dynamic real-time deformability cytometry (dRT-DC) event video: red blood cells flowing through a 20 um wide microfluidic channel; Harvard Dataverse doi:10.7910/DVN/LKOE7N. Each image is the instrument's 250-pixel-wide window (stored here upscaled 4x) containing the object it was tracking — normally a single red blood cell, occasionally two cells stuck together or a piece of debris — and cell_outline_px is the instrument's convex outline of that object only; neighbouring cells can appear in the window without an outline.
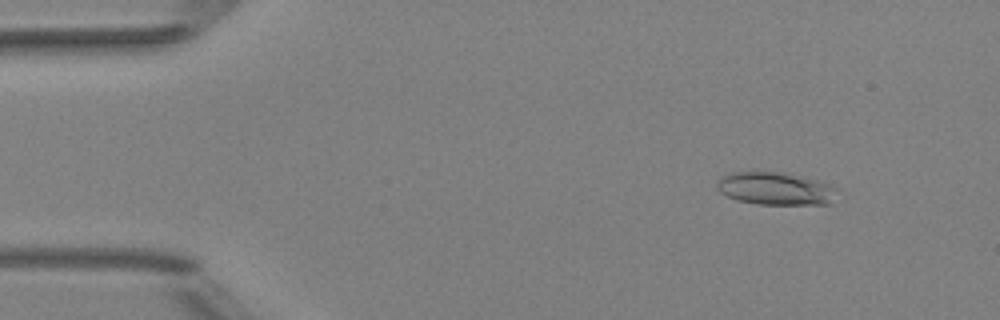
{"species": "Egyptian fruit bat (a non-hibernating species)", "species_latin": "Rousettus aegyptiacus", "temperature_condition": "room temperature", "stored_images_in_passage": 51, "camera_frame_rate_fps": 3000, "um_per_image_px": 0.085, "animal": {"sex": "female"}, "frame": {"image": 1, "passage_image": 6, "time_ms": 1.667, "image_size_px": [1000, 320], "cell_outline_px": [[832, 188], [828, 204], [756, 204], [736, 200], [720, 192], [716, 188], [716, 184], [724, 176], [732, 172], [780, 172], [828, 184]], "centroid_in_image_um": [65.76, 16.04], "position_along_channel_um": 19.2, "area_um2": 21.91}}
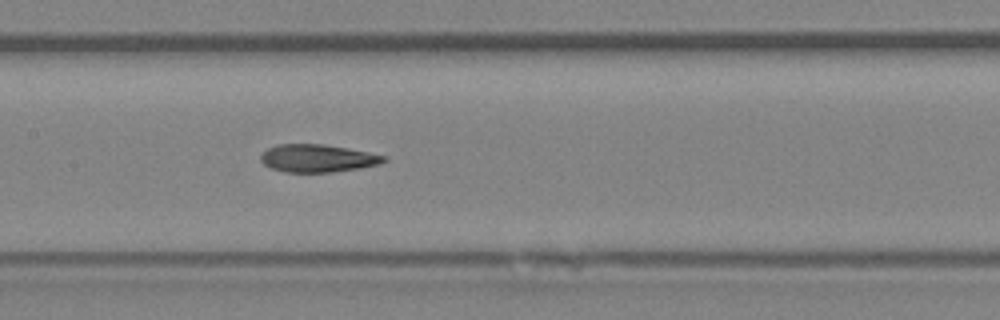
{"frame": {"image": 2, "passage_image": 25, "time_ms": 8.0, "image_size_px": [1000, 320], "cell_outline_px": [[388, 160], [380, 164], [360, 168], [332, 172], [284, 172], [272, 168], [264, 164], [260, 160], [260, 156], [268, 148], [276, 144], [324, 144], [368, 152], [388, 156]], "centroid_in_image_um": [27.02, 13.45], "position_along_channel_um": 180.4, "area_um2": 19.94}}
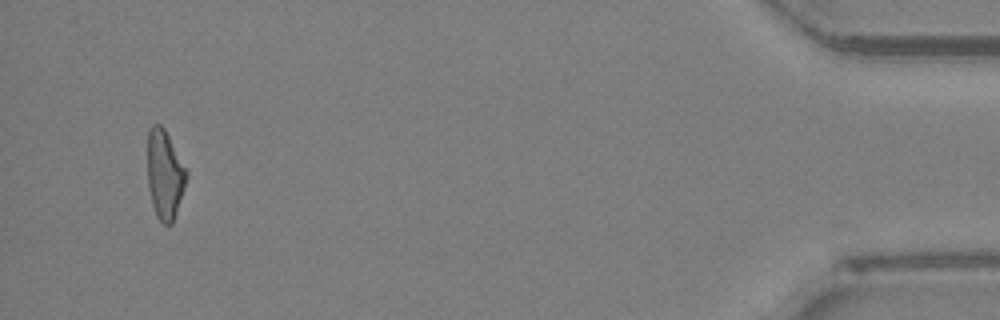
{"frame": {"image": 3, "passage_image": 49, "time_ms": 16.0, "image_size_px": [1000, 320], "cell_outline_px": [[188, 176], [172, 224], [164, 224], [156, 216], [152, 204], [148, 188], [148, 128], [152, 124], [160, 124], [164, 128], [188, 172]], "centroid_in_image_um": [13.99, 14.82], "position_along_channel_um": 421.2, "area_um2": 20.06}, "authors_computed_cell_mechanics": {"area_um2": 20.2878, "velocity_mm_per_s": 4.0335, "shape_relaxation_time_tau1_ms": 5.5822, "shape_relaxation_time_tau2_ms": 3.7766, "deformation_change_tau1": 0.1843, "deformation_change_tau2": 0.1375}}